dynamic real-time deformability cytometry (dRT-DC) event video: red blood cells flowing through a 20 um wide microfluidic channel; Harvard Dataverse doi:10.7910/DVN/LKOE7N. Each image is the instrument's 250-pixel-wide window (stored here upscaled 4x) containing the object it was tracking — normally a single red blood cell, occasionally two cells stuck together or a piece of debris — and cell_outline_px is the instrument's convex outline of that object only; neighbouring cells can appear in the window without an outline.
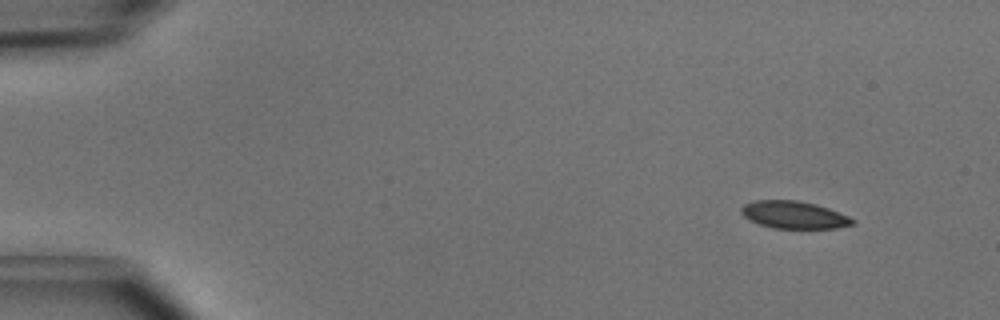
{"species": "common noctule bat (a hibernating species)", "species_latin": "Nyctalus noctula", "temperature_condition": "cold", "stored_images_in_passage": 4, "camera_frame_rate_fps": 3000, "um_per_image_px": 0.085, "animal": {"sex": "male", "body_mass_g": 15.6}, "frame": {"image": 1, "passage_image": 1, "time_ms": 0.0, "image_size_px": [1000, 320], "cell_outline_px": [[856, 224], [836, 228], [772, 228], [760, 224], [744, 216], [740, 212], [740, 208], [744, 204], [756, 200], [796, 200], [816, 204], [828, 208], [848, 216], [856, 220]], "centroid_in_image_um": [67.51, 18.26], "position_along_channel_um": 17.5, "area_um2": 17.74}}